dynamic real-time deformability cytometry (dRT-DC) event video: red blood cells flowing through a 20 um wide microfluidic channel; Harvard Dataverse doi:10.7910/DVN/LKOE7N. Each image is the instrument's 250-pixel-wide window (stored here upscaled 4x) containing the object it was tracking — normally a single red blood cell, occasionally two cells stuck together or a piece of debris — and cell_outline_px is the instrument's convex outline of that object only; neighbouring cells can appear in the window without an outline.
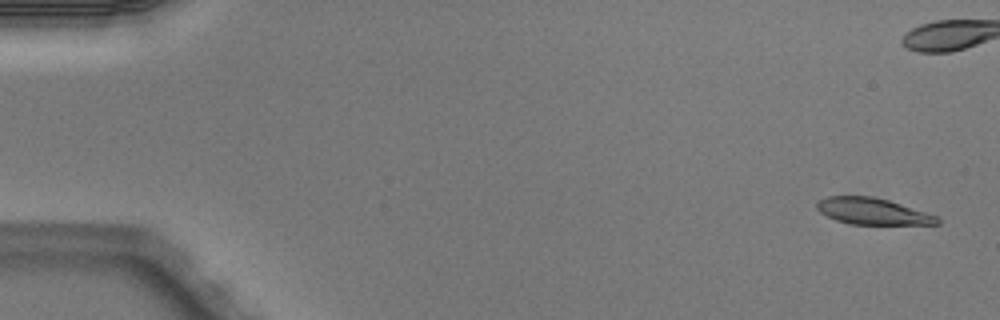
{"species": "Egyptian fruit bat (a non-hibernating species)", "species_latin": "Rousettus aegyptiacus", "temperature_condition": "warm", "stored_images_in_passage": 7, "camera_frame_rate_fps": 3000, "um_per_image_px": 0.085, "animal": {"sex": "male"}, "frame": {"image": 1, "passage_image": 1, "time_ms": 0.0, "image_size_px": [1000, 320], "cell_outline_px": [[940, 224], [848, 224], [836, 220], [820, 212], [816, 208], [816, 204], [820, 200], [828, 196], [872, 196], [888, 200], [936, 216], [940, 220]], "centroid_in_image_um": [74.13, 17.96], "position_along_channel_um": 10.9, "area_um2": 18.26}}
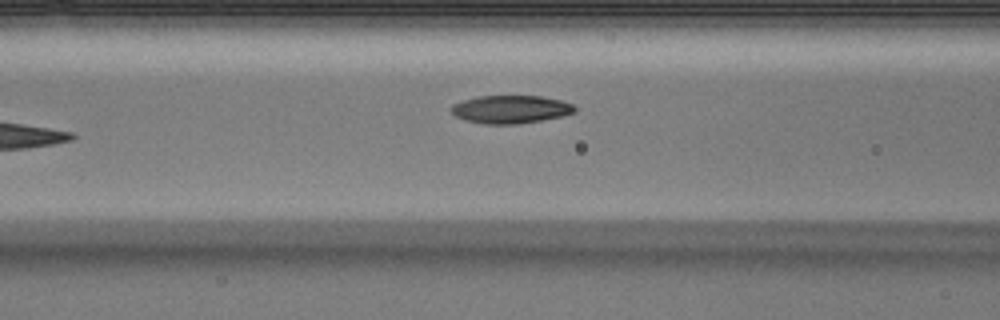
{"frame": {"image": 2, "passage_image": 7, "time_ms": 2.0, "image_size_px": [1000, 320], "cell_outline_px": [[576, 112], [564, 116], [520, 124], [484, 124], [464, 120], [456, 116], [448, 108], [452, 104], [460, 100], [476, 96], [540, 96], [560, 100], [572, 104], [576, 108]], "centroid_in_image_um": [43.37, 9.29], "position_along_channel_um": 123.2, "area_um2": 20.46}}